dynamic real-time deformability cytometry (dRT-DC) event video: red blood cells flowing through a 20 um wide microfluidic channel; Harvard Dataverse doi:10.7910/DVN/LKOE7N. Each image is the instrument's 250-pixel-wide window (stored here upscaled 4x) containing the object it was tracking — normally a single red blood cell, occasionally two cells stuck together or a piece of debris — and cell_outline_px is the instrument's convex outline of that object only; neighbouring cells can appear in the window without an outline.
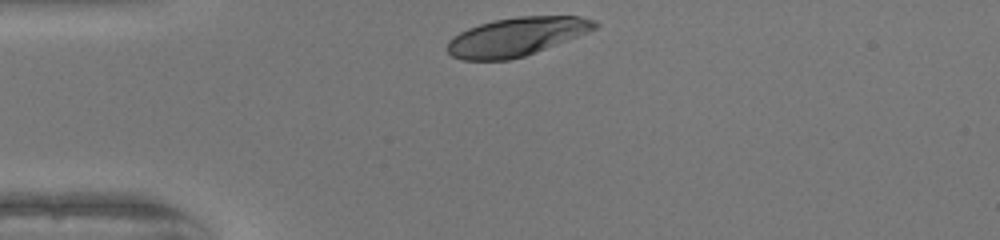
{"species": "human", "species_latin": "Homo sapiens", "temperature_condition": "warm", "stored_images_in_passage": 29, "camera_frame_rate_fps": 3000, "um_per_image_px": 0.085, "donor": {"sex": "female"}, "frame": {"image": 1, "passage_image": 1, "time_ms": 0.0, "image_size_px": [1000, 240], "cell_outline_px": [[600, 24], [596, 28], [588, 32], [536, 52], [524, 56], [508, 60], [464, 60], [452, 56], [448, 52], [448, 40], [452, 36], [468, 28], [480, 24], [496, 20], [516, 16], [580, 16], [592, 20]], "centroid_in_image_um": [43.89, 3.12], "position_along_channel_um": 41.1, "area_um2": 32.89}}
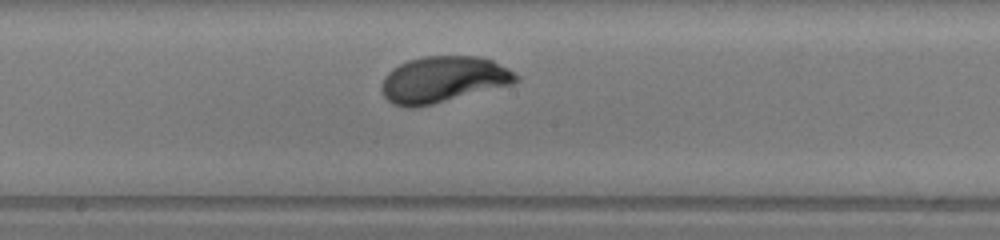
{"frame": {"image": 2, "passage_image": 16, "time_ms": 5.0, "image_size_px": [1000, 240], "cell_outline_px": [[520, 80], [512, 84], [416, 108], [408, 108], [392, 104], [384, 96], [380, 88], [380, 84], [384, 76], [392, 68], [408, 60], [424, 56], [480, 56], [492, 60], [508, 68], [520, 76]], "centroid_in_image_um": [37.64, 6.75], "position_along_channel_um": 210.6, "area_um2": 36.36}}
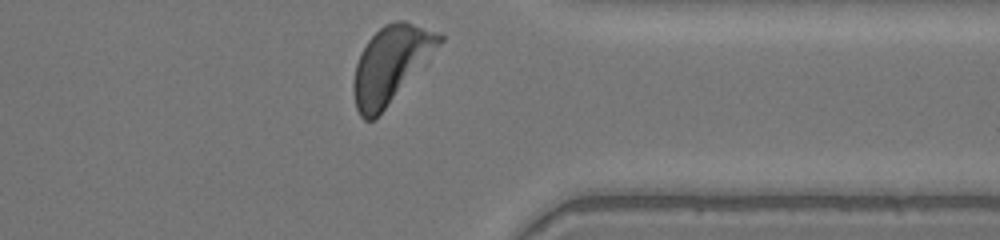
{"frame": {"image": 3, "passage_image": 29, "time_ms": 9.333, "image_size_px": [1000, 240], "cell_outline_px": [[444, 40], [376, 120], [364, 120], [360, 116], [356, 108], [352, 92], [352, 84], [356, 64], [360, 52], [368, 40], [384, 24], [396, 20], [404, 20], [436, 32], [444, 36]], "centroid_in_image_um": [33.17, 5.5], "position_along_channel_um": 378.2, "area_um2": 38.03}, "authors_computed_cell_mechanics": {"area_um2": 35.6626, "velocity_mm_per_s": 4.0035, "shape_relaxation_time_tau1_ms": 2.1661, "shape_relaxation_time_tau2_ms": null, "deformation_change_tau1": 0.1741, "deformation_change_tau2": null}}